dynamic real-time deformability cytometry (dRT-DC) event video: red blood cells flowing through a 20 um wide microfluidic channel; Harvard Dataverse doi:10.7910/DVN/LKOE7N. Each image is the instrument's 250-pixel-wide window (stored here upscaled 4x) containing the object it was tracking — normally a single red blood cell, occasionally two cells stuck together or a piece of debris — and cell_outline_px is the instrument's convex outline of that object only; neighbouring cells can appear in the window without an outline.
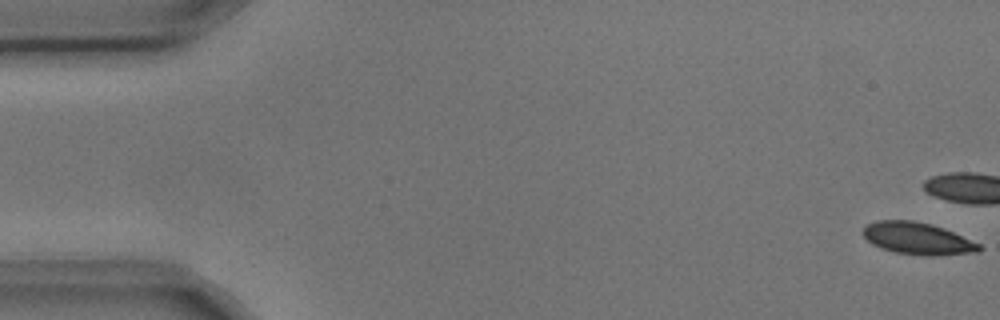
{"species": "common noctule bat (a hibernating species)", "species_latin": "Nyctalus noctula", "temperature_condition": "cold", "stored_images_in_passage": 6, "camera_frame_rate_fps": 3000, "um_per_image_px": 0.085, "animal": {"sex": "male", "body_mass_g": 17.9, "forearm_length_mm": 54.2}, "frame": {"image": 1, "passage_image": 1, "time_ms": 0.0, "image_size_px": [1000, 320], "cell_outline_px": [[984, 248], [980, 252], [932, 256], [928, 256], [896, 252], [880, 248], [872, 244], [860, 232], [868, 224], [876, 220], [912, 220], [932, 224], [944, 228], [980, 244]], "centroid_in_image_um": [78.0, 20.27], "position_along_channel_um": 7.0, "area_um2": 21.79}}